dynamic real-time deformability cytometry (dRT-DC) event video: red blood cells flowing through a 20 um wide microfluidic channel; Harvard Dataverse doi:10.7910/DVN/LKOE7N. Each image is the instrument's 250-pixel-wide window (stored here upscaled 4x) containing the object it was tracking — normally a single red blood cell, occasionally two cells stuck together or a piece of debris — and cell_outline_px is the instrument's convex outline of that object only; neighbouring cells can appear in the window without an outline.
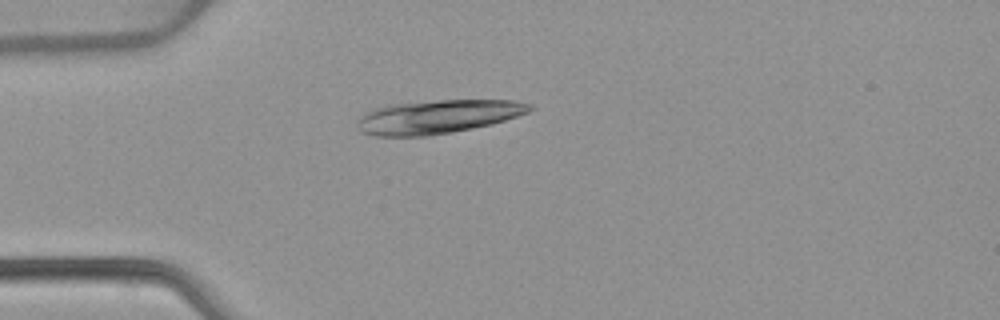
{"species": "common noctule bat (a hibernating species)", "species_latin": "Nyctalus noctula", "temperature_condition": "warm", "stored_images_in_passage": 52, "camera_frame_rate_fps": 3000, "um_per_image_px": 0.085, "animal": {"sex": "female", "body_mass_g": 22.7, "forearm_length_mm": 54.2}, "frame": {"image": 1, "passage_image": 14, "time_ms": 4.333, "image_size_px": [1000, 320], "cell_outline_px": [[536, 108], [528, 112], [492, 124], [452, 132], [428, 136], [376, 136], [360, 132], [356, 124], [356, 120], [364, 112], [388, 104], [440, 100], [516, 100], [532, 104]], "centroid_in_image_um": [37.19, 9.92], "position_along_channel_um": 47.8, "area_um2": 34.04}}